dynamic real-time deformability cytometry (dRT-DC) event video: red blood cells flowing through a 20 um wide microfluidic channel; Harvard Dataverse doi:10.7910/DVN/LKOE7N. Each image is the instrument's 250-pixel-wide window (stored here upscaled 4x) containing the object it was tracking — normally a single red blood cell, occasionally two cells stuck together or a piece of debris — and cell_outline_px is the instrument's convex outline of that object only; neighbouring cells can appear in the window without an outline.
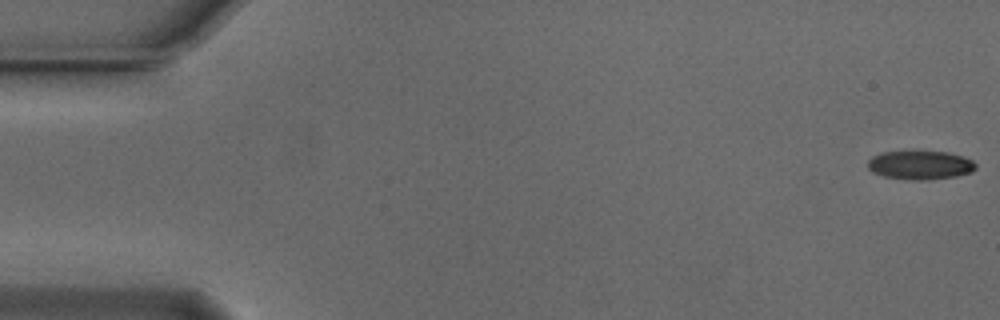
{"species": "Egyptian fruit bat (a non-hibernating species)", "species_latin": "Rousettus aegyptiacus", "temperature_condition": "cold", "stored_images_in_passage": 56, "camera_frame_rate_fps": 3000, "um_per_image_px": 0.085, "animal": {"sex": "male"}, "frame": {"image": 1, "passage_image": 1, "time_ms": 0.0, "image_size_px": [1000, 320], "cell_outline_px": [[976, 168], [972, 172], [956, 176], [928, 180], [916, 180], [884, 176], [872, 172], [868, 168], [868, 160], [872, 156], [880, 152], [948, 152], [972, 160], [976, 164]], "centroid_in_image_um": [78.21, 14.04], "position_along_channel_um": 6.8, "area_um2": 17.92}}
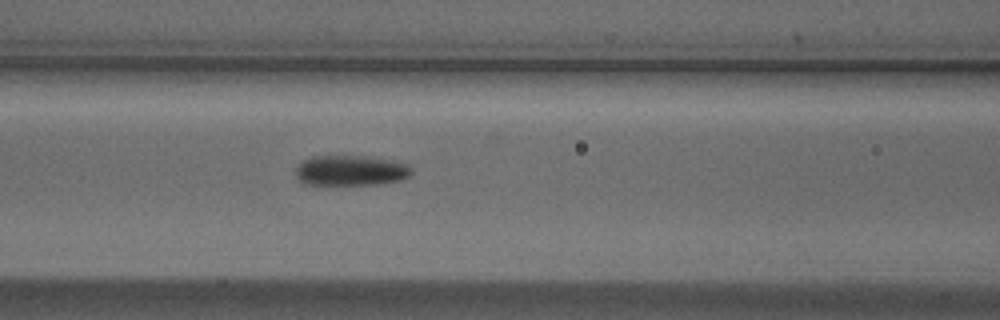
{"frame": {"image": 2, "passage_image": 23, "time_ms": 7.333, "image_size_px": [1000, 320], "cell_outline_px": [[412, 172], [408, 176], [400, 180], [376, 184], [304, 184], [296, 176], [296, 168], [304, 160], [312, 156], [360, 156], [384, 160], [404, 164]], "centroid_in_image_um": [29.73, 14.5], "position_along_channel_um": 136.9, "area_um2": 19.77}}
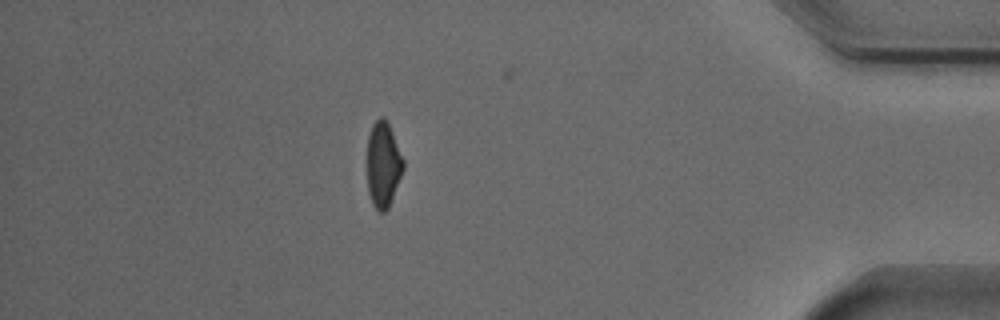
{"frame": {"image": 3, "passage_image": 48, "time_ms": 15.667, "image_size_px": [1000, 320], "cell_outline_px": [[404, 168], [388, 208], [384, 212], [380, 212], [372, 204], [368, 192], [368, 136], [372, 124], [380, 116], [384, 116], [388, 124], [404, 160]], "centroid_in_image_um": [32.56, 13.98], "position_along_channel_um": 402.6, "area_um2": 17.74}, "authors_computed_cell_mechanics": {"area_um2": 18.9873, "velocity_mm_per_s": 3.7456, "shape_relaxation_time_tau1_ms": 4.0124, "shape_relaxation_time_tau2_ms": null, "deformation_change_tau1": 0.1137, "deformation_change_tau2": null}}